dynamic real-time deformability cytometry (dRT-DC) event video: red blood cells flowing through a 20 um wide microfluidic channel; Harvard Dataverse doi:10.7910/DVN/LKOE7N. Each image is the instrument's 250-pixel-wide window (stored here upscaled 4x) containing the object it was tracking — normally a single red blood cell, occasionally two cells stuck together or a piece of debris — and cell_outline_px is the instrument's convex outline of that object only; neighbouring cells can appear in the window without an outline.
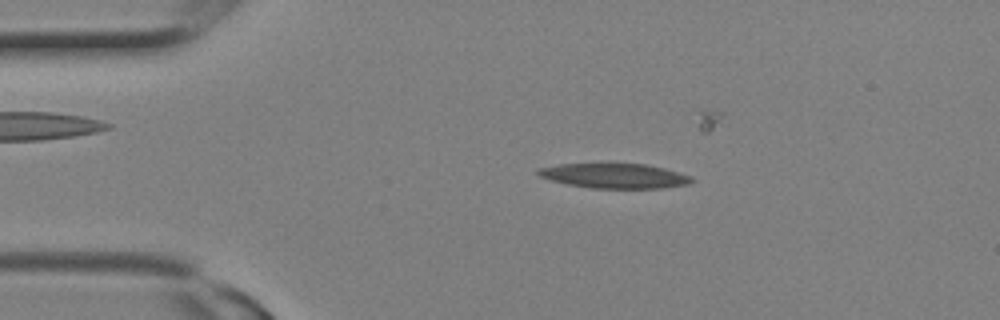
{"species": "Egyptian fruit bat (a non-hibernating species)", "species_latin": "Rousettus aegyptiacus", "temperature_condition": "room temperature", "stored_images_in_passage": 10, "camera_frame_rate_fps": 3000, "um_per_image_px": 0.085, "animal": {"sex": "female"}, "frame": {"image": 1, "passage_image": 5, "time_ms": 1.333, "image_size_px": [1000, 320], "cell_outline_px": [[696, 180], [688, 184], [664, 188], [592, 188], [568, 184], [552, 180], [540, 176], [536, 172], [536, 168], [560, 164], [604, 160], [644, 164], [664, 168], [692, 176]], "centroid_in_image_um": [52.21, 14.89], "position_along_channel_um": 32.8, "area_um2": 23.29}}
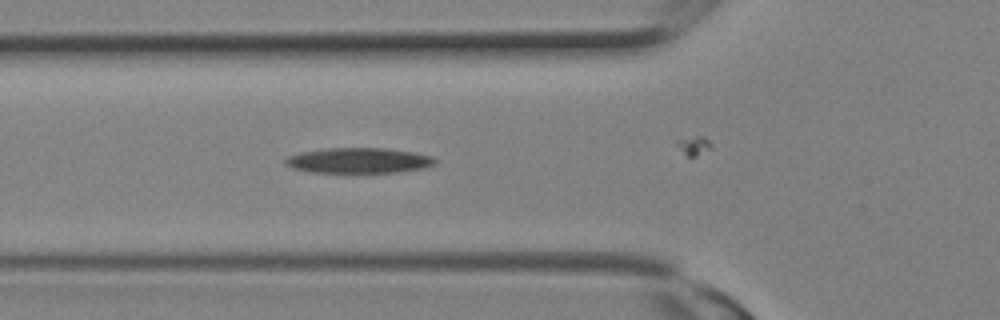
{"frame": {"image": 2, "passage_image": 9, "time_ms": 2.667, "image_size_px": [1000, 320], "cell_outline_px": [[436, 164], [428, 168], [400, 172], [308, 172], [292, 168], [284, 164], [284, 160], [288, 156], [300, 152], [324, 148], [384, 148], [412, 152], [432, 156], [436, 160]], "centroid_in_image_um": [30.49, 13.64], "position_along_channel_um": 95.3, "area_um2": 22.31}}